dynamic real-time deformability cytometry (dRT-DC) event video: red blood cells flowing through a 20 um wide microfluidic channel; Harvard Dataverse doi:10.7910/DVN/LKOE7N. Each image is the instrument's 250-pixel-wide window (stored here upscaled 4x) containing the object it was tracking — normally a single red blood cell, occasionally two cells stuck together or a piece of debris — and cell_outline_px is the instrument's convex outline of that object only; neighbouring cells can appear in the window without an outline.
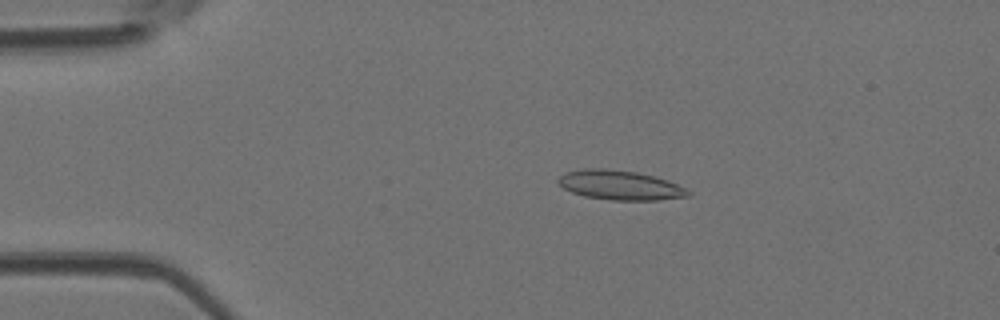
{"species": "Egyptian fruit bat (a non-hibernating species)", "species_latin": "Rousettus aegyptiacus", "temperature_condition": "room temperature", "stored_images_in_passage": 40, "camera_frame_rate_fps": 3000, "um_per_image_px": 0.085, "animal": {"sex": "female"}, "frame": {"image": 1, "passage_image": 2, "time_ms": 0.333, "image_size_px": [1000, 320], "cell_outline_px": [[692, 192], [688, 196], [656, 200], [612, 200], [584, 196], [572, 192], [564, 188], [556, 180], [564, 172], [584, 168], [604, 168], [636, 172], [656, 176], [668, 180]], "centroid_in_image_um": [52.68, 15.73], "position_along_channel_um": 32.3, "area_um2": 22.31}}
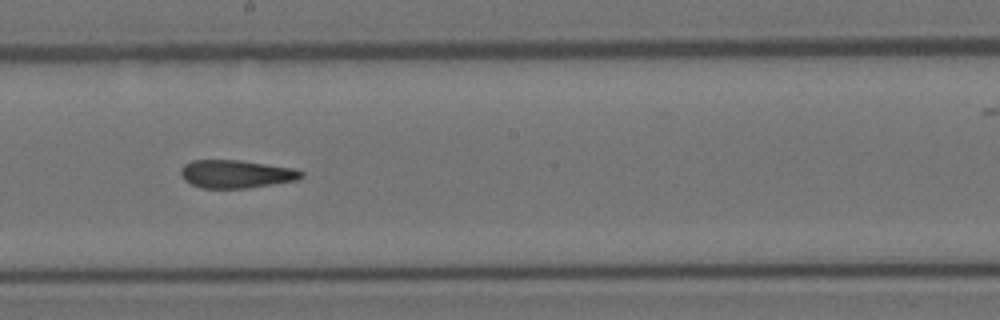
{"frame": {"image": 2, "passage_image": 19, "time_ms": 6.0, "image_size_px": [1000, 320], "cell_outline_px": [[304, 176], [296, 180], [248, 188], [200, 188], [184, 180], [180, 176], [180, 168], [184, 164], [192, 160], [240, 160], [296, 168], [304, 172]], "centroid_in_image_um": [20.06, 14.78], "position_along_channel_um": 228.1, "area_um2": 19.88}}
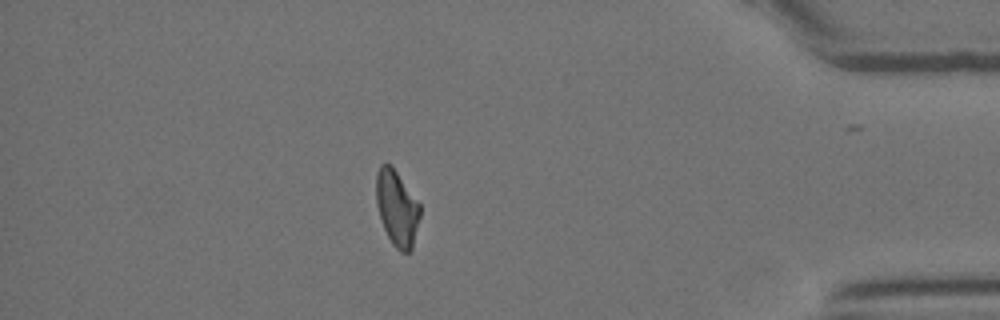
{"frame": {"image": 3, "passage_image": 34, "time_ms": 11.0, "image_size_px": [1000, 320], "cell_outline_px": [[420, 216], [412, 248], [408, 252], [400, 252], [392, 244], [384, 228], [376, 204], [376, 172], [380, 164], [392, 164], [420, 204]], "centroid_in_image_um": [33.73, 17.66], "position_along_channel_um": 401.5, "area_um2": 19.36}, "authors_computed_cell_mechanics": {"area_um2": 20.1722, "velocity_mm_per_s": 4.2847, "shape_relaxation_time_tau1_ms": null, "shape_relaxation_time_tau2_ms": 3.5137, "deformation_change_tau1": null, "deformation_change_tau2": 0.1054}}